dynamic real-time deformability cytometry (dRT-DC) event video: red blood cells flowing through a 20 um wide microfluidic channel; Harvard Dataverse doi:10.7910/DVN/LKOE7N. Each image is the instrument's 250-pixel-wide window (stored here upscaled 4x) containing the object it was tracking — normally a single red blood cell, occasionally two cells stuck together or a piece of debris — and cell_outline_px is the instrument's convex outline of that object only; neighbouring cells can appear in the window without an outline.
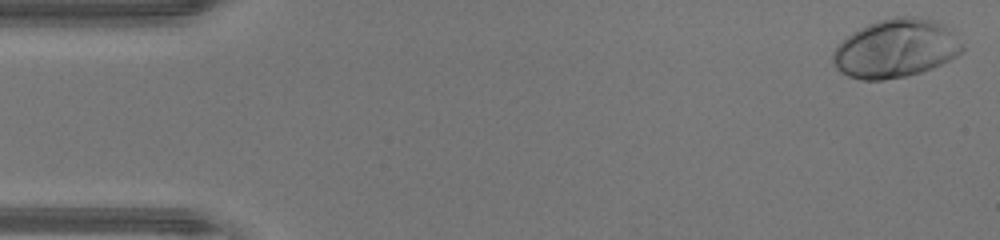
{"species": "human", "species_latin": "Homo sapiens", "temperature_condition": "warm", "stored_images_in_passage": 46, "camera_frame_rate_fps": 3000, "um_per_image_px": 0.085, "donor": {"sex": "male"}, "frame": {"image": 1, "passage_image": 1, "time_ms": 0.0, "image_size_px": [1000, 240], "cell_outline_px": [[964, 48], [956, 56], [932, 68], [908, 76], [884, 80], [860, 80], [848, 76], [840, 72], [832, 64], [832, 52], [852, 32], [868, 24], [880, 20], [896, 16], [912, 16], [936, 20], [944, 24], [948, 28]], "centroid_in_image_um": [76.1, 4.13], "position_along_channel_um": 8.9, "area_um2": 43.93}}
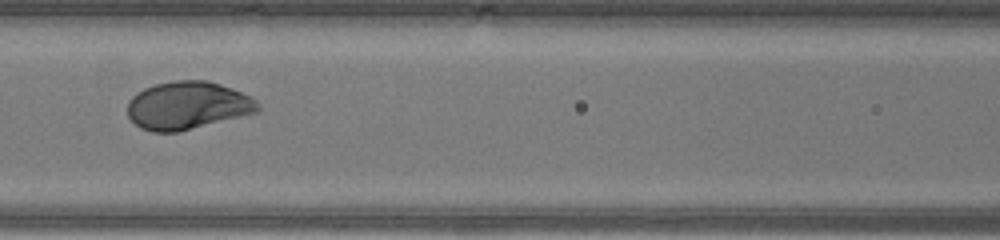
{"frame": {"image": 2, "passage_image": 20, "time_ms": 6.333, "image_size_px": [1000, 240], "cell_outline_px": [[260, 112], [176, 132], [152, 132], [140, 128], [128, 116], [128, 100], [136, 92], [144, 88], [156, 84], [176, 80], [208, 80], [232, 88], [252, 96], [256, 100], [260, 108]], "centroid_in_image_um": [15.96, 8.96], "position_along_channel_um": 150.6, "area_um2": 36.53}}
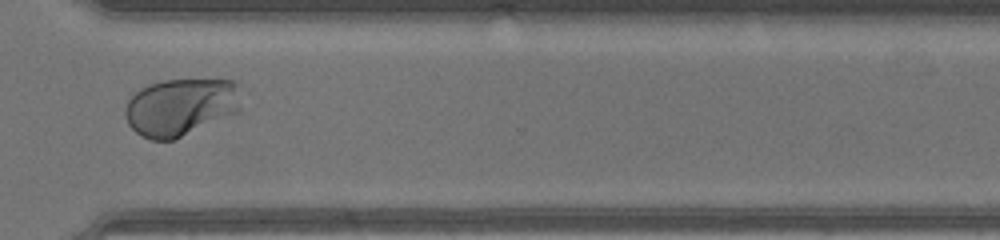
{"frame": {"image": 3, "passage_image": 34, "time_ms": 11.0, "image_size_px": [1000, 240], "cell_outline_px": [[240, 112], [172, 140], [152, 140], [140, 136], [128, 124], [124, 116], [124, 108], [128, 100], [140, 88], [148, 84], [164, 80], [232, 80], [236, 84], [240, 108]], "centroid_in_image_um": [15.31, 9.1], "position_along_channel_um": 355.3, "area_um2": 38.78}, "authors_computed_cell_mechanics": {"area_um2": 36.992, "velocity_mm_per_s": 4.3931, "shape_relaxation_time_tau1_ms": 1.9305, "shape_relaxation_time_tau2_ms": null, "deformation_change_tau1": 0.1703, "deformation_change_tau2": null}}